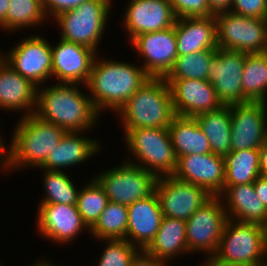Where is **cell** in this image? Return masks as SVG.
Masks as SVG:
<instances>
[{
    "label": "cell",
    "instance_id": "obj_19",
    "mask_svg": "<svg viewBox=\"0 0 267 266\" xmlns=\"http://www.w3.org/2000/svg\"><path fill=\"white\" fill-rule=\"evenodd\" d=\"M126 6L123 23L130 41L140 34L170 28L177 19L169 0H129Z\"/></svg>",
    "mask_w": 267,
    "mask_h": 266
},
{
    "label": "cell",
    "instance_id": "obj_37",
    "mask_svg": "<svg viewBox=\"0 0 267 266\" xmlns=\"http://www.w3.org/2000/svg\"><path fill=\"white\" fill-rule=\"evenodd\" d=\"M176 18L210 17L208 0H169Z\"/></svg>",
    "mask_w": 267,
    "mask_h": 266
},
{
    "label": "cell",
    "instance_id": "obj_39",
    "mask_svg": "<svg viewBox=\"0 0 267 266\" xmlns=\"http://www.w3.org/2000/svg\"><path fill=\"white\" fill-rule=\"evenodd\" d=\"M87 0H42L43 9L48 18L56 17L58 14L76 8Z\"/></svg>",
    "mask_w": 267,
    "mask_h": 266
},
{
    "label": "cell",
    "instance_id": "obj_38",
    "mask_svg": "<svg viewBox=\"0 0 267 266\" xmlns=\"http://www.w3.org/2000/svg\"><path fill=\"white\" fill-rule=\"evenodd\" d=\"M230 11L246 17L267 19V0H233Z\"/></svg>",
    "mask_w": 267,
    "mask_h": 266
},
{
    "label": "cell",
    "instance_id": "obj_47",
    "mask_svg": "<svg viewBox=\"0 0 267 266\" xmlns=\"http://www.w3.org/2000/svg\"><path fill=\"white\" fill-rule=\"evenodd\" d=\"M206 262H203L200 264V266H222V265H216L211 260H205Z\"/></svg>",
    "mask_w": 267,
    "mask_h": 266
},
{
    "label": "cell",
    "instance_id": "obj_25",
    "mask_svg": "<svg viewBox=\"0 0 267 266\" xmlns=\"http://www.w3.org/2000/svg\"><path fill=\"white\" fill-rule=\"evenodd\" d=\"M82 135L83 132H66L39 168L62 170L63 167L65 169V167L81 164L89 157L99 153L102 149L100 142L98 143V140L95 141V139Z\"/></svg>",
    "mask_w": 267,
    "mask_h": 266
},
{
    "label": "cell",
    "instance_id": "obj_6",
    "mask_svg": "<svg viewBox=\"0 0 267 266\" xmlns=\"http://www.w3.org/2000/svg\"><path fill=\"white\" fill-rule=\"evenodd\" d=\"M125 142L135 160L127 161L155 174L172 176L177 168V157L167 128L124 129Z\"/></svg>",
    "mask_w": 267,
    "mask_h": 266
},
{
    "label": "cell",
    "instance_id": "obj_13",
    "mask_svg": "<svg viewBox=\"0 0 267 266\" xmlns=\"http://www.w3.org/2000/svg\"><path fill=\"white\" fill-rule=\"evenodd\" d=\"M246 53L219 49L210 62L208 81L223 105L248 103L243 98L242 74Z\"/></svg>",
    "mask_w": 267,
    "mask_h": 266
},
{
    "label": "cell",
    "instance_id": "obj_30",
    "mask_svg": "<svg viewBox=\"0 0 267 266\" xmlns=\"http://www.w3.org/2000/svg\"><path fill=\"white\" fill-rule=\"evenodd\" d=\"M242 89L247 102L267 103V55L264 52L246 55Z\"/></svg>",
    "mask_w": 267,
    "mask_h": 266
},
{
    "label": "cell",
    "instance_id": "obj_49",
    "mask_svg": "<svg viewBox=\"0 0 267 266\" xmlns=\"http://www.w3.org/2000/svg\"><path fill=\"white\" fill-rule=\"evenodd\" d=\"M266 247H267V226H266Z\"/></svg>",
    "mask_w": 267,
    "mask_h": 266
},
{
    "label": "cell",
    "instance_id": "obj_5",
    "mask_svg": "<svg viewBox=\"0 0 267 266\" xmlns=\"http://www.w3.org/2000/svg\"><path fill=\"white\" fill-rule=\"evenodd\" d=\"M210 260L222 266H267L266 227L227 219Z\"/></svg>",
    "mask_w": 267,
    "mask_h": 266
},
{
    "label": "cell",
    "instance_id": "obj_45",
    "mask_svg": "<svg viewBox=\"0 0 267 266\" xmlns=\"http://www.w3.org/2000/svg\"><path fill=\"white\" fill-rule=\"evenodd\" d=\"M10 4V0H0V30H6V14L8 11V7Z\"/></svg>",
    "mask_w": 267,
    "mask_h": 266
},
{
    "label": "cell",
    "instance_id": "obj_24",
    "mask_svg": "<svg viewBox=\"0 0 267 266\" xmlns=\"http://www.w3.org/2000/svg\"><path fill=\"white\" fill-rule=\"evenodd\" d=\"M175 35L178 56L218 48L214 15L176 19Z\"/></svg>",
    "mask_w": 267,
    "mask_h": 266
},
{
    "label": "cell",
    "instance_id": "obj_8",
    "mask_svg": "<svg viewBox=\"0 0 267 266\" xmlns=\"http://www.w3.org/2000/svg\"><path fill=\"white\" fill-rule=\"evenodd\" d=\"M214 17L219 49L246 54L265 52L267 19L246 17L232 11L222 12Z\"/></svg>",
    "mask_w": 267,
    "mask_h": 266
},
{
    "label": "cell",
    "instance_id": "obj_1",
    "mask_svg": "<svg viewBox=\"0 0 267 266\" xmlns=\"http://www.w3.org/2000/svg\"><path fill=\"white\" fill-rule=\"evenodd\" d=\"M77 85L56 83L37 87L34 115L66 132L91 131L100 114L89 97L91 94H83Z\"/></svg>",
    "mask_w": 267,
    "mask_h": 266
},
{
    "label": "cell",
    "instance_id": "obj_11",
    "mask_svg": "<svg viewBox=\"0 0 267 266\" xmlns=\"http://www.w3.org/2000/svg\"><path fill=\"white\" fill-rule=\"evenodd\" d=\"M51 44L40 35L24 38L0 57L24 78L37 87L52 77Z\"/></svg>",
    "mask_w": 267,
    "mask_h": 266
},
{
    "label": "cell",
    "instance_id": "obj_22",
    "mask_svg": "<svg viewBox=\"0 0 267 266\" xmlns=\"http://www.w3.org/2000/svg\"><path fill=\"white\" fill-rule=\"evenodd\" d=\"M36 98L37 86L0 57V108L16 112L23 110L22 116H28L35 112Z\"/></svg>",
    "mask_w": 267,
    "mask_h": 266
},
{
    "label": "cell",
    "instance_id": "obj_44",
    "mask_svg": "<svg viewBox=\"0 0 267 266\" xmlns=\"http://www.w3.org/2000/svg\"><path fill=\"white\" fill-rule=\"evenodd\" d=\"M3 141V137L0 135V168L2 171H8V150H5L7 148L6 144L4 145L5 142Z\"/></svg>",
    "mask_w": 267,
    "mask_h": 266
},
{
    "label": "cell",
    "instance_id": "obj_23",
    "mask_svg": "<svg viewBox=\"0 0 267 266\" xmlns=\"http://www.w3.org/2000/svg\"><path fill=\"white\" fill-rule=\"evenodd\" d=\"M219 197L228 219L267 226V209L257 197L253 183L224 186Z\"/></svg>",
    "mask_w": 267,
    "mask_h": 266
},
{
    "label": "cell",
    "instance_id": "obj_27",
    "mask_svg": "<svg viewBox=\"0 0 267 266\" xmlns=\"http://www.w3.org/2000/svg\"><path fill=\"white\" fill-rule=\"evenodd\" d=\"M167 129L177 159L183 155L212 152L209 140L195 117L175 115Z\"/></svg>",
    "mask_w": 267,
    "mask_h": 266
},
{
    "label": "cell",
    "instance_id": "obj_4",
    "mask_svg": "<svg viewBox=\"0 0 267 266\" xmlns=\"http://www.w3.org/2000/svg\"><path fill=\"white\" fill-rule=\"evenodd\" d=\"M117 113L124 129L167 128L175 116L169 84L150 77Z\"/></svg>",
    "mask_w": 267,
    "mask_h": 266
},
{
    "label": "cell",
    "instance_id": "obj_16",
    "mask_svg": "<svg viewBox=\"0 0 267 266\" xmlns=\"http://www.w3.org/2000/svg\"><path fill=\"white\" fill-rule=\"evenodd\" d=\"M173 176L204 188L212 196H219L224 190L225 158L212 152L183 155L177 159Z\"/></svg>",
    "mask_w": 267,
    "mask_h": 266
},
{
    "label": "cell",
    "instance_id": "obj_34",
    "mask_svg": "<svg viewBox=\"0 0 267 266\" xmlns=\"http://www.w3.org/2000/svg\"><path fill=\"white\" fill-rule=\"evenodd\" d=\"M46 17L42 0H10L6 14V30H12L13 33L28 26L35 27L46 20Z\"/></svg>",
    "mask_w": 267,
    "mask_h": 266
},
{
    "label": "cell",
    "instance_id": "obj_15",
    "mask_svg": "<svg viewBox=\"0 0 267 266\" xmlns=\"http://www.w3.org/2000/svg\"><path fill=\"white\" fill-rule=\"evenodd\" d=\"M130 42L144 59V65L141 67L153 78H164L178 57L175 25L164 30L140 34Z\"/></svg>",
    "mask_w": 267,
    "mask_h": 266
},
{
    "label": "cell",
    "instance_id": "obj_42",
    "mask_svg": "<svg viewBox=\"0 0 267 266\" xmlns=\"http://www.w3.org/2000/svg\"><path fill=\"white\" fill-rule=\"evenodd\" d=\"M233 0H208L209 10L214 14L231 10Z\"/></svg>",
    "mask_w": 267,
    "mask_h": 266
},
{
    "label": "cell",
    "instance_id": "obj_29",
    "mask_svg": "<svg viewBox=\"0 0 267 266\" xmlns=\"http://www.w3.org/2000/svg\"><path fill=\"white\" fill-rule=\"evenodd\" d=\"M224 158V186L254 183V181L260 177L259 149L230 151Z\"/></svg>",
    "mask_w": 267,
    "mask_h": 266
},
{
    "label": "cell",
    "instance_id": "obj_32",
    "mask_svg": "<svg viewBox=\"0 0 267 266\" xmlns=\"http://www.w3.org/2000/svg\"><path fill=\"white\" fill-rule=\"evenodd\" d=\"M43 184L46 195L40 204H67L76 205L79 188L62 170L43 169Z\"/></svg>",
    "mask_w": 267,
    "mask_h": 266
},
{
    "label": "cell",
    "instance_id": "obj_21",
    "mask_svg": "<svg viewBox=\"0 0 267 266\" xmlns=\"http://www.w3.org/2000/svg\"><path fill=\"white\" fill-rule=\"evenodd\" d=\"M126 240L144 251L160 228L163 213L156 193L127 206Z\"/></svg>",
    "mask_w": 267,
    "mask_h": 266
},
{
    "label": "cell",
    "instance_id": "obj_33",
    "mask_svg": "<svg viewBox=\"0 0 267 266\" xmlns=\"http://www.w3.org/2000/svg\"><path fill=\"white\" fill-rule=\"evenodd\" d=\"M217 49H206L178 56L164 79L208 80L209 65Z\"/></svg>",
    "mask_w": 267,
    "mask_h": 266
},
{
    "label": "cell",
    "instance_id": "obj_12",
    "mask_svg": "<svg viewBox=\"0 0 267 266\" xmlns=\"http://www.w3.org/2000/svg\"><path fill=\"white\" fill-rule=\"evenodd\" d=\"M155 193L164 217L187 221L213 196L204 188L172 176L158 177Z\"/></svg>",
    "mask_w": 267,
    "mask_h": 266
},
{
    "label": "cell",
    "instance_id": "obj_7",
    "mask_svg": "<svg viewBox=\"0 0 267 266\" xmlns=\"http://www.w3.org/2000/svg\"><path fill=\"white\" fill-rule=\"evenodd\" d=\"M111 0H87L54 19L61 28L63 40L87 46L97 52L109 20ZM97 48V49H96Z\"/></svg>",
    "mask_w": 267,
    "mask_h": 266
},
{
    "label": "cell",
    "instance_id": "obj_3",
    "mask_svg": "<svg viewBox=\"0 0 267 266\" xmlns=\"http://www.w3.org/2000/svg\"><path fill=\"white\" fill-rule=\"evenodd\" d=\"M8 147V171L40 167L66 131L36 115L20 117Z\"/></svg>",
    "mask_w": 267,
    "mask_h": 266
},
{
    "label": "cell",
    "instance_id": "obj_36",
    "mask_svg": "<svg viewBox=\"0 0 267 266\" xmlns=\"http://www.w3.org/2000/svg\"><path fill=\"white\" fill-rule=\"evenodd\" d=\"M108 243L103 250L97 266H130L131 262L141 252L126 239H101Z\"/></svg>",
    "mask_w": 267,
    "mask_h": 266
},
{
    "label": "cell",
    "instance_id": "obj_14",
    "mask_svg": "<svg viewBox=\"0 0 267 266\" xmlns=\"http://www.w3.org/2000/svg\"><path fill=\"white\" fill-rule=\"evenodd\" d=\"M231 151L259 149L267 141V103L230 105Z\"/></svg>",
    "mask_w": 267,
    "mask_h": 266
},
{
    "label": "cell",
    "instance_id": "obj_46",
    "mask_svg": "<svg viewBox=\"0 0 267 266\" xmlns=\"http://www.w3.org/2000/svg\"><path fill=\"white\" fill-rule=\"evenodd\" d=\"M31 266H56L53 263H50L48 260H39L38 263L31 264Z\"/></svg>",
    "mask_w": 267,
    "mask_h": 266
},
{
    "label": "cell",
    "instance_id": "obj_2",
    "mask_svg": "<svg viewBox=\"0 0 267 266\" xmlns=\"http://www.w3.org/2000/svg\"><path fill=\"white\" fill-rule=\"evenodd\" d=\"M97 58L85 87L99 114L106 109L116 113L150 76L139 65Z\"/></svg>",
    "mask_w": 267,
    "mask_h": 266
},
{
    "label": "cell",
    "instance_id": "obj_10",
    "mask_svg": "<svg viewBox=\"0 0 267 266\" xmlns=\"http://www.w3.org/2000/svg\"><path fill=\"white\" fill-rule=\"evenodd\" d=\"M227 219L221 198L213 196L186 221L188 252H205L206 260H210L219 247Z\"/></svg>",
    "mask_w": 267,
    "mask_h": 266
},
{
    "label": "cell",
    "instance_id": "obj_31",
    "mask_svg": "<svg viewBox=\"0 0 267 266\" xmlns=\"http://www.w3.org/2000/svg\"><path fill=\"white\" fill-rule=\"evenodd\" d=\"M128 224L127 206L108 202L98 221L90 229L96 239H125Z\"/></svg>",
    "mask_w": 267,
    "mask_h": 266
},
{
    "label": "cell",
    "instance_id": "obj_28",
    "mask_svg": "<svg viewBox=\"0 0 267 266\" xmlns=\"http://www.w3.org/2000/svg\"><path fill=\"white\" fill-rule=\"evenodd\" d=\"M200 128L209 140L211 151L225 157L231 151V111L230 105L195 116Z\"/></svg>",
    "mask_w": 267,
    "mask_h": 266
},
{
    "label": "cell",
    "instance_id": "obj_43",
    "mask_svg": "<svg viewBox=\"0 0 267 266\" xmlns=\"http://www.w3.org/2000/svg\"><path fill=\"white\" fill-rule=\"evenodd\" d=\"M259 156L260 176L267 178V141L259 148Z\"/></svg>",
    "mask_w": 267,
    "mask_h": 266
},
{
    "label": "cell",
    "instance_id": "obj_9",
    "mask_svg": "<svg viewBox=\"0 0 267 266\" xmlns=\"http://www.w3.org/2000/svg\"><path fill=\"white\" fill-rule=\"evenodd\" d=\"M110 202L129 206L155 192L158 177L127 161L94 177Z\"/></svg>",
    "mask_w": 267,
    "mask_h": 266
},
{
    "label": "cell",
    "instance_id": "obj_26",
    "mask_svg": "<svg viewBox=\"0 0 267 266\" xmlns=\"http://www.w3.org/2000/svg\"><path fill=\"white\" fill-rule=\"evenodd\" d=\"M144 252L165 262L180 254H187L186 221L163 216L155 238Z\"/></svg>",
    "mask_w": 267,
    "mask_h": 266
},
{
    "label": "cell",
    "instance_id": "obj_48",
    "mask_svg": "<svg viewBox=\"0 0 267 266\" xmlns=\"http://www.w3.org/2000/svg\"><path fill=\"white\" fill-rule=\"evenodd\" d=\"M264 53L267 55V37H266V49Z\"/></svg>",
    "mask_w": 267,
    "mask_h": 266
},
{
    "label": "cell",
    "instance_id": "obj_20",
    "mask_svg": "<svg viewBox=\"0 0 267 266\" xmlns=\"http://www.w3.org/2000/svg\"><path fill=\"white\" fill-rule=\"evenodd\" d=\"M37 229L52 242L69 244L80 232L90 229L84 223L76 205L39 204Z\"/></svg>",
    "mask_w": 267,
    "mask_h": 266
},
{
    "label": "cell",
    "instance_id": "obj_18",
    "mask_svg": "<svg viewBox=\"0 0 267 266\" xmlns=\"http://www.w3.org/2000/svg\"><path fill=\"white\" fill-rule=\"evenodd\" d=\"M51 50L52 76L59 81L57 83L86 85L97 52L62 38Z\"/></svg>",
    "mask_w": 267,
    "mask_h": 266
},
{
    "label": "cell",
    "instance_id": "obj_17",
    "mask_svg": "<svg viewBox=\"0 0 267 266\" xmlns=\"http://www.w3.org/2000/svg\"><path fill=\"white\" fill-rule=\"evenodd\" d=\"M169 84L175 115L195 117L223 106L208 80L165 79Z\"/></svg>",
    "mask_w": 267,
    "mask_h": 266
},
{
    "label": "cell",
    "instance_id": "obj_35",
    "mask_svg": "<svg viewBox=\"0 0 267 266\" xmlns=\"http://www.w3.org/2000/svg\"><path fill=\"white\" fill-rule=\"evenodd\" d=\"M108 202L106 192L94 178L80 189L76 206L89 229L98 221Z\"/></svg>",
    "mask_w": 267,
    "mask_h": 266
},
{
    "label": "cell",
    "instance_id": "obj_41",
    "mask_svg": "<svg viewBox=\"0 0 267 266\" xmlns=\"http://www.w3.org/2000/svg\"><path fill=\"white\" fill-rule=\"evenodd\" d=\"M253 185L257 197L267 209V178L260 176L254 181Z\"/></svg>",
    "mask_w": 267,
    "mask_h": 266
},
{
    "label": "cell",
    "instance_id": "obj_40",
    "mask_svg": "<svg viewBox=\"0 0 267 266\" xmlns=\"http://www.w3.org/2000/svg\"><path fill=\"white\" fill-rule=\"evenodd\" d=\"M168 264V262L155 259L154 257L148 256L144 251H141L131 262L130 266H167Z\"/></svg>",
    "mask_w": 267,
    "mask_h": 266
}]
</instances>
